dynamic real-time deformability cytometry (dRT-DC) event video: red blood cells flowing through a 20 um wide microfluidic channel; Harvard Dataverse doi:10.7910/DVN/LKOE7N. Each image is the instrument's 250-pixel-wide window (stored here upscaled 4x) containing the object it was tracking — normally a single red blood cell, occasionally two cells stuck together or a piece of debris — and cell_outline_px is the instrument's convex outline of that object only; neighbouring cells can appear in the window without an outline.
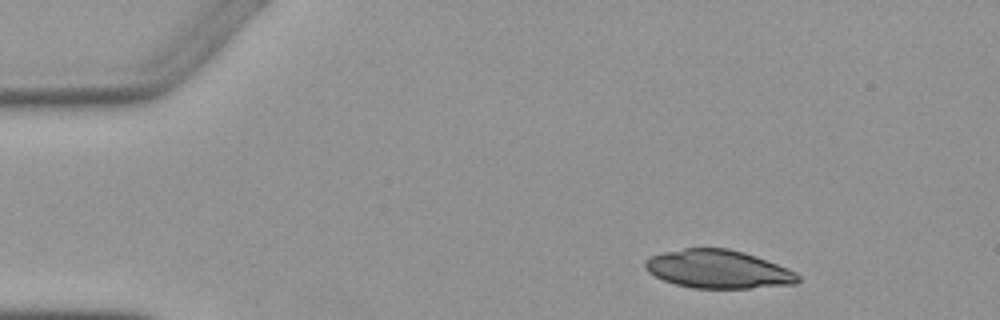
{"species": "Egyptian fruit bat (a non-hibernating species)", "species_latin": "Rousettus aegyptiacus", "temperature_condition": "warm", "stored_images_in_passage": 6, "camera_frame_rate_fps": 3000, "um_per_image_px": 0.085, "animal": {"sex": "female"}, "frame": {"image": 1, "passage_image": 6, "time_ms": 7.0, "image_size_px": [1000, 320], "cell_outline_px": [[800, 280], [796, 284], [748, 288], [692, 288], [676, 284], [664, 280], [648, 272], [644, 268], [644, 260], [652, 256], [664, 252], [684, 248], [728, 248], [744, 252], [756, 256], [788, 268], [796, 272], [800, 276]], "centroid_in_image_um": [61.05, 22.88], "position_along_channel_um": 23.9, "area_um2": 34.16}}